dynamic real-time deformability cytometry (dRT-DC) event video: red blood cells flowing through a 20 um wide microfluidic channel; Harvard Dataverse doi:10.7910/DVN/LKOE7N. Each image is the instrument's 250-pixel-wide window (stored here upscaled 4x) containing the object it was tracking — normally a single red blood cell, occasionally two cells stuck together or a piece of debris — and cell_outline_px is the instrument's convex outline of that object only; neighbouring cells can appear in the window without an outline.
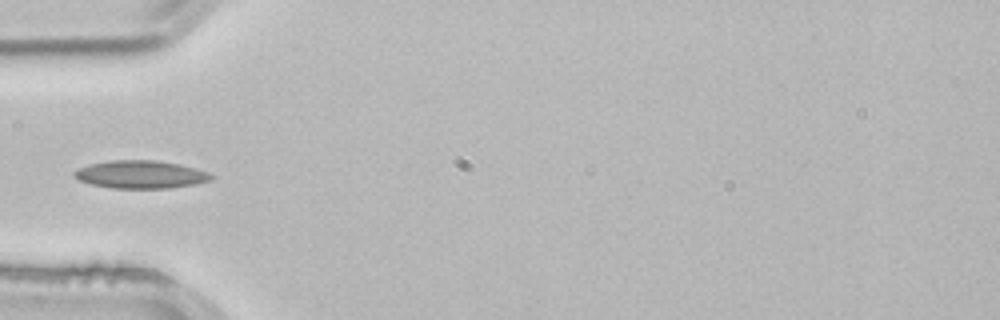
{"species": "common noctule bat (a hibernating species)", "species_latin": "Nyctalus noctula", "temperature_condition": "room temperature", "stored_images_in_passage": 1, "camera_frame_rate_fps": 3000, "um_per_image_px": 0.085, "animal": {"sex": "male", "body_mass_g": 21.5, "forearm_length_mm": 52.0}, "frame": {"image": 1, "passage_image": 1, "time_ms": 0.0, "image_size_px": [1000, 320], "cell_outline_px": [[216, 176], [212, 180], [192, 184], [168, 188], [112, 188], [92, 184], [80, 180], [72, 172], [80, 168], [92, 164], [112, 160], [156, 160], [180, 164], [208, 172]], "centroid_in_image_um": [12.0, 14.82], "position_along_channel_um": 73.0, "area_um2": 21.96}}